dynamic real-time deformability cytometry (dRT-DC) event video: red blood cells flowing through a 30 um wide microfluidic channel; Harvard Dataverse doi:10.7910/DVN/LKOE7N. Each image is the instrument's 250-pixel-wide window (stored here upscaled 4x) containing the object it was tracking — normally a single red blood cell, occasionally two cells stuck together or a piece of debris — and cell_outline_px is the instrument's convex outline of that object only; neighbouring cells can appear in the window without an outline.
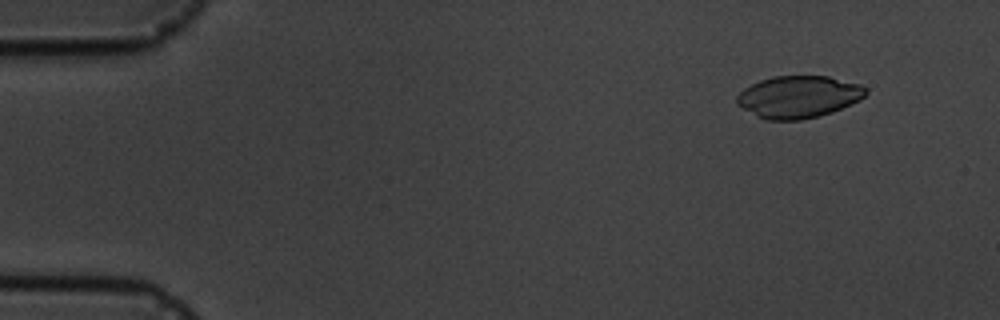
{"species": "common noctule bat (a hibernating species)", "species_latin": "Nyctalus noctula", "temperature_condition": "cold", "stored_images_in_passage": 5, "camera_frame_rate_fps": 3000, "um_per_image_px": 0.085, "animal": {"sex": "male", "body_mass_g": 19.5, "forearm_length_mm": 54.6}, "frame": {"image": 1, "passage_image": 2, "time_ms": 1.333, "image_size_px": [1000, 320], "cell_outline_px": [[868, 92], [860, 100], [832, 112], [820, 116], [800, 120], [764, 120], [756, 116], [736, 104], [736, 96], [744, 88], [760, 80], [772, 76], [828, 76], [860, 84], [868, 88]], "centroid_in_image_um": [67.87, 8.23], "position_along_channel_um": 17.1, "area_um2": 31.85}}